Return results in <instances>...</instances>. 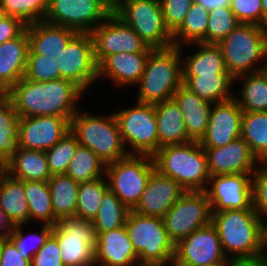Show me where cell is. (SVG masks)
<instances>
[{
	"instance_id": "obj_1",
	"label": "cell",
	"mask_w": 267,
	"mask_h": 266,
	"mask_svg": "<svg viewBox=\"0 0 267 266\" xmlns=\"http://www.w3.org/2000/svg\"><path fill=\"white\" fill-rule=\"evenodd\" d=\"M19 117L58 116L71 122L80 109L79 100L85 95L70 80L56 79L47 82H35L20 79L6 94Z\"/></svg>"
},
{
	"instance_id": "obj_2",
	"label": "cell",
	"mask_w": 267,
	"mask_h": 266,
	"mask_svg": "<svg viewBox=\"0 0 267 266\" xmlns=\"http://www.w3.org/2000/svg\"><path fill=\"white\" fill-rule=\"evenodd\" d=\"M152 158L155 169L162 175L171 177L186 192L206 190L211 175L200 142L165 145Z\"/></svg>"
},
{
	"instance_id": "obj_3",
	"label": "cell",
	"mask_w": 267,
	"mask_h": 266,
	"mask_svg": "<svg viewBox=\"0 0 267 266\" xmlns=\"http://www.w3.org/2000/svg\"><path fill=\"white\" fill-rule=\"evenodd\" d=\"M211 224L217 230L227 258L252 257L264 253L261 216L254 209L212 212Z\"/></svg>"
},
{
	"instance_id": "obj_4",
	"label": "cell",
	"mask_w": 267,
	"mask_h": 266,
	"mask_svg": "<svg viewBox=\"0 0 267 266\" xmlns=\"http://www.w3.org/2000/svg\"><path fill=\"white\" fill-rule=\"evenodd\" d=\"M217 45L222 51L226 69L234 79L259 72L267 64L266 27L239 23Z\"/></svg>"
},
{
	"instance_id": "obj_5",
	"label": "cell",
	"mask_w": 267,
	"mask_h": 266,
	"mask_svg": "<svg viewBox=\"0 0 267 266\" xmlns=\"http://www.w3.org/2000/svg\"><path fill=\"white\" fill-rule=\"evenodd\" d=\"M182 53L180 47L153 49L137 86V100L156 104L172 99L182 85Z\"/></svg>"
},
{
	"instance_id": "obj_6",
	"label": "cell",
	"mask_w": 267,
	"mask_h": 266,
	"mask_svg": "<svg viewBox=\"0 0 267 266\" xmlns=\"http://www.w3.org/2000/svg\"><path fill=\"white\" fill-rule=\"evenodd\" d=\"M70 131L77 137L79 145L89 148L106 165L129 155L114 113L101 116L79 109L71 119Z\"/></svg>"
},
{
	"instance_id": "obj_7",
	"label": "cell",
	"mask_w": 267,
	"mask_h": 266,
	"mask_svg": "<svg viewBox=\"0 0 267 266\" xmlns=\"http://www.w3.org/2000/svg\"><path fill=\"white\" fill-rule=\"evenodd\" d=\"M113 13L153 49L174 46L173 36L167 29L159 0H122Z\"/></svg>"
},
{
	"instance_id": "obj_8",
	"label": "cell",
	"mask_w": 267,
	"mask_h": 266,
	"mask_svg": "<svg viewBox=\"0 0 267 266\" xmlns=\"http://www.w3.org/2000/svg\"><path fill=\"white\" fill-rule=\"evenodd\" d=\"M125 228L139 262H169L174 258L175 245L168 236L162 218L130 210Z\"/></svg>"
},
{
	"instance_id": "obj_9",
	"label": "cell",
	"mask_w": 267,
	"mask_h": 266,
	"mask_svg": "<svg viewBox=\"0 0 267 266\" xmlns=\"http://www.w3.org/2000/svg\"><path fill=\"white\" fill-rule=\"evenodd\" d=\"M114 114L129 155L152 157L158 151L159 140L154 104L135 101L132 107L121 109Z\"/></svg>"
},
{
	"instance_id": "obj_10",
	"label": "cell",
	"mask_w": 267,
	"mask_h": 266,
	"mask_svg": "<svg viewBox=\"0 0 267 266\" xmlns=\"http://www.w3.org/2000/svg\"><path fill=\"white\" fill-rule=\"evenodd\" d=\"M155 170L153 158L148 155H128L106 165L105 176L109 189L133 210L139 203L151 173Z\"/></svg>"
},
{
	"instance_id": "obj_11",
	"label": "cell",
	"mask_w": 267,
	"mask_h": 266,
	"mask_svg": "<svg viewBox=\"0 0 267 266\" xmlns=\"http://www.w3.org/2000/svg\"><path fill=\"white\" fill-rule=\"evenodd\" d=\"M64 266H95L96 234L92 221L76 216L62 218L54 226Z\"/></svg>"
},
{
	"instance_id": "obj_12",
	"label": "cell",
	"mask_w": 267,
	"mask_h": 266,
	"mask_svg": "<svg viewBox=\"0 0 267 266\" xmlns=\"http://www.w3.org/2000/svg\"><path fill=\"white\" fill-rule=\"evenodd\" d=\"M170 240L176 245L193 231L211 224L212 208L205 191H187L162 217Z\"/></svg>"
},
{
	"instance_id": "obj_13",
	"label": "cell",
	"mask_w": 267,
	"mask_h": 266,
	"mask_svg": "<svg viewBox=\"0 0 267 266\" xmlns=\"http://www.w3.org/2000/svg\"><path fill=\"white\" fill-rule=\"evenodd\" d=\"M112 12L106 0H49L44 21L90 33Z\"/></svg>"
},
{
	"instance_id": "obj_14",
	"label": "cell",
	"mask_w": 267,
	"mask_h": 266,
	"mask_svg": "<svg viewBox=\"0 0 267 266\" xmlns=\"http://www.w3.org/2000/svg\"><path fill=\"white\" fill-rule=\"evenodd\" d=\"M60 78L70 80L83 92L98 81V64L90 33H77L60 52Z\"/></svg>"
},
{
	"instance_id": "obj_15",
	"label": "cell",
	"mask_w": 267,
	"mask_h": 266,
	"mask_svg": "<svg viewBox=\"0 0 267 266\" xmlns=\"http://www.w3.org/2000/svg\"><path fill=\"white\" fill-rule=\"evenodd\" d=\"M90 34L98 65L112 54L151 52L153 50L113 12Z\"/></svg>"
},
{
	"instance_id": "obj_16",
	"label": "cell",
	"mask_w": 267,
	"mask_h": 266,
	"mask_svg": "<svg viewBox=\"0 0 267 266\" xmlns=\"http://www.w3.org/2000/svg\"><path fill=\"white\" fill-rule=\"evenodd\" d=\"M205 192L212 212L253 209L252 174L210 176Z\"/></svg>"
},
{
	"instance_id": "obj_17",
	"label": "cell",
	"mask_w": 267,
	"mask_h": 266,
	"mask_svg": "<svg viewBox=\"0 0 267 266\" xmlns=\"http://www.w3.org/2000/svg\"><path fill=\"white\" fill-rule=\"evenodd\" d=\"M71 122L58 116L19 117L17 147L47 151L70 132Z\"/></svg>"
},
{
	"instance_id": "obj_18",
	"label": "cell",
	"mask_w": 267,
	"mask_h": 266,
	"mask_svg": "<svg viewBox=\"0 0 267 266\" xmlns=\"http://www.w3.org/2000/svg\"><path fill=\"white\" fill-rule=\"evenodd\" d=\"M174 259L187 266H206L228 259L216 228L209 224L175 245Z\"/></svg>"
},
{
	"instance_id": "obj_19",
	"label": "cell",
	"mask_w": 267,
	"mask_h": 266,
	"mask_svg": "<svg viewBox=\"0 0 267 266\" xmlns=\"http://www.w3.org/2000/svg\"><path fill=\"white\" fill-rule=\"evenodd\" d=\"M204 150L211 176L253 174L259 162L242 137L222 147L204 148Z\"/></svg>"
},
{
	"instance_id": "obj_20",
	"label": "cell",
	"mask_w": 267,
	"mask_h": 266,
	"mask_svg": "<svg viewBox=\"0 0 267 266\" xmlns=\"http://www.w3.org/2000/svg\"><path fill=\"white\" fill-rule=\"evenodd\" d=\"M242 114L243 110L234 98L214 103L206 134L200 141L202 147H222L241 137Z\"/></svg>"
},
{
	"instance_id": "obj_21",
	"label": "cell",
	"mask_w": 267,
	"mask_h": 266,
	"mask_svg": "<svg viewBox=\"0 0 267 266\" xmlns=\"http://www.w3.org/2000/svg\"><path fill=\"white\" fill-rule=\"evenodd\" d=\"M185 192L171 177L164 176L155 169L133 211L141 215L162 218Z\"/></svg>"
},
{
	"instance_id": "obj_22",
	"label": "cell",
	"mask_w": 267,
	"mask_h": 266,
	"mask_svg": "<svg viewBox=\"0 0 267 266\" xmlns=\"http://www.w3.org/2000/svg\"><path fill=\"white\" fill-rule=\"evenodd\" d=\"M94 254L95 266H128L139 263L125 226L98 233Z\"/></svg>"
},
{
	"instance_id": "obj_23",
	"label": "cell",
	"mask_w": 267,
	"mask_h": 266,
	"mask_svg": "<svg viewBox=\"0 0 267 266\" xmlns=\"http://www.w3.org/2000/svg\"><path fill=\"white\" fill-rule=\"evenodd\" d=\"M149 53H117L107 56L98 65V81L99 78H105L119 88L135 86L145 70Z\"/></svg>"
},
{
	"instance_id": "obj_24",
	"label": "cell",
	"mask_w": 267,
	"mask_h": 266,
	"mask_svg": "<svg viewBox=\"0 0 267 266\" xmlns=\"http://www.w3.org/2000/svg\"><path fill=\"white\" fill-rule=\"evenodd\" d=\"M28 51L26 29L15 39L0 44V94H6L24 77Z\"/></svg>"
},
{
	"instance_id": "obj_25",
	"label": "cell",
	"mask_w": 267,
	"mask_h": 266,
	"mask_svg": "<svg viewBox=\"0 0 267 266\" xmlns=\"http://www.w3.org/2000/svg\"><path fill=\"white\" fill-rule=\"evenodd\" d=\"M172 99L183 114L188 136L192 141L200 142L206 134L213 104L202 100L183 84L173 94Z\"/></svg>"
},
{
	"instance_id": "obj_26",
	"label": "cell",
	"mask_w": 267,
	"mask_h": 266,
	"mask_svg": "<svg viewBox=\"0 0 267 266\" xmlns=\"http://www.w3.org/2000/svg\"><path fill=\"white\" fill-rule=\"evenodd\" d=\"M154 105L159 148L192 141L187 134L183 114L173 99Z\"/></svg>"
},
{
	"instance_id": "obj_27",
	"label": "cell",
	"mask_w": 267,
	"mask_h": 266,
	"mask_svg": "<svg viewBox=\"0 0 267 266\" xmlns=\"http://www.w3.org/2000/svg\"><path fill=\"white\" fill-rule=\"evenodd\" d=\"M25 29L29 40L28 53L61 52L78 33L71 28L54 25L44 20L26 25Z\"/></svg>"
},
{
	"instance_id": "obj_28",
	"label": "cell",
	"mask_w": 267,
	"mask_h": 266,
	"mask_svg": "<svg viewBox=\"0 0 267 266\" xmlns=\"http://www.w3.org/2000/svg\"><path fill=\"white\" fill-rule=\"evenodd\" d=\"M5 172L22 181H48L51 177L45 151L19 147L5 162Z\"/></svg>"
},
{
	"instance_id": "obj_29",
	"label": "cell",
	"mask_w": 267,
	"mask_h": 266,
	"mask_svg": "<svg viewBox=\"0 0 267 266\" xmlns=\"http://www.w3.org/2000/svg\"><path fill=\"white\" fill-rule=\"evenodd\" d=\"M189 46L198 48L196 52L184 57L182 53V76H199L200 74H230L225 66L222 51L217 44L193 43ZM184 57V58H183Z\"/></svg>"
},
{
	"instance_id": "obj_30",
	"label": "cell",
	"mask_w": 267,
	"mask_h": 266,
	"mask_svg": "<svg viewBox=\"0 0 267 266\" xmlns=\"http://www.w3.org/2000/svg\"><path fill=\"white\" fill-rule=\"evenodd\" d=\"M182 83L191 92L210 104L234 98V78L230 74H200L182 76Z\"/></svg>"
},
{
	"instance_id": "obj_31",
	"label": "cell",
	"mask_w": 267,
	"mask_h": 266,
	"mask_svg": "<svg viewBox=\"0 0 267 266\" xmlns=\"http://www.w3.org/2000/svg\"><path fill=\"white\" fill-rule=\"evenodd\" d=\"M0 208L14 225L29 224L24 181L13 178L5 171L0 175Z\"/></svg>"
},
{
	"instance_id": "obj_32",
	"label": "cell",
	"mask_w": 267,
	"mask_h": 266,
	"mask_svg": "<svg viewBox=\"0 0 267 266\" xmlns=\"http://www.w3.org/2000/svg\"><path fill=\"white\" fill-rule=\"evenodd\" d=\"M47 182L55 218L59 221L62 218L75 216L80 183L66 174L53 175Z\"/></svg>"
},
{
	"instance_id": "obj_33",
	"label": "cell",
	"mask_w": 267,
	"mask_h": 266,
	"mask_svg": "<svg viewBox=\"0 0 267 266\" xmlns=\"http://www.w3.org/2000/svg\"><path fill=\"white\" fill-rule=\"evenodd\" d=\"M24 191L28 203L29 223L36 220L38 223L54 226L58 220L54 216L48 182L24 181Z\"/></svg>"
},
{
	"instance_id": "obj_34",
	"label": "cell",
	"mask_w": 267,
	"mask_h": 266,
	"mask_svg": "<svg viewBox=\"0 0 267 266\" xmlns=\"http://www.w3.org/2000/svg\"><path fill=\"white\" fill-rule=\"evenodd\" d=\"M243 80V87L238 95H234L243 111L267 112V78L262 72L242 75L234 79V83Z\"/></svg>"
},
{
	"instance_id": "obj_35",
	"label": "cell",
	"mask_w": 267,
	"mask_h": 266,
	"mask_svg": "<svg viewBox=\"0 0 267 266\" xmlns=\"http://www.w3.org/2000/svg\"><path fill=\"white\" fill-rule=\"evenodd\" d=\"M209 10L194 0L182 25L172 34L174 46L206 44Z\"/></svg>"
},
{
	"instance_id": "obj_36",
	"label": "cell",
	"mask_w": 267,
	"mask_h": 266,
	"mask_svg": "<svg viewBox=\"0 0 267 266\" xmlns=\"http://www.w3.org/2000/svg\"><path fill=\"white\" fill-rule=\"evenodd\" d=\"M241 137L259 161L267 160V112L243 111Z\"/></svg>"
},
{
	"instance_id": "obj_37",
	"label": "cell",
	"mask_w": 267,
	"mask_h": 266,
	"mask_svg": "<svg viewBox=\"0 0 267 266\" xmlns=\"http://www.w3.org/2000/svg\"><path fill=\"white\" fill-rule=\"evenodd\" d=\"M130 209L108 189L102 197L96 217L92 221L95 234L123 227Z\"/></svg>"
},
{
	"instance_id": "obj_38",
	"label": "cell",
	"mask_w": 267,
	"mask_h": 266,
	"mask_svg": "<svg viewBox=\"0 0 267 266\" xmlns=\"http://www.w3.org/2000/svg\"><path fill=\"white\" fill-rule=\"evenodd\" d=\"M106 164L89 148L78 145L70 160L66 175L78 183L104 177Z\"/></svg>"
},
{
	"instance_id": "obj_39",
	"label": "cell",
	"mask_w": 267,
	"mask_h": 266,
	"mask_svg": "<svg viewBox=\"0 0 267 266\" xmlns=\"http://www.w3.org/2000/svg\"><path fill=\"white\" fill-rule=\"evenodd\" d=\"M19 116L11 100L0 94V159L6 162L17 148Z\"/></svg>"
},
{
	"instance_id": "obj_40",
	"label": "cell",
	"mask_w": 267,
	"mask_h": 266,
	"mask_svg": "<svg viewBox=\"0 0 267 266\" xmlns=\"http://www.w3.org/2000/svg\"><path fill=\"white\" fill-rule=\"evenodd\" d=\"M108 189L106 176L80 183L75 216L93 221L97 215L102 197Z\"/></svg>"
},
{
	"instance_id": "obj_41",
	"label": "cell",
	"mask_w": 267,
	"mask_h": 266,
	"mask_svg": "<svg viewBox=\"0 0 267 266\" xmlns=\"http://www.w3.org/2000/svg\"><path fill=\"white\" fill-rule=\"evenodd\" d=\"M0 5L8 16L29 25L44 20L49 0H0Z\"/></svg>"
},
{
	"instance_id": "obj_42",
	"label": "cell",
	"mask_w": 267,
	"mask_h": 266,
	"mask_svg": "<svg viewBox=\"0 0 267 266\" xmlns=\"http://www.w3.org/2000/svg\"><path fill=\"white\" fill-rule=\"evenodd\" d=\"M239 24L229 5L209 10L206 44H218Z\"/></svg>"
},
{
	"instance_id": "obj_43",
	"label": "cell",
	"mask_w": 267,
	"mask_h": 266,
	"mask_svg": "<svg viewBox=\"0 0 267 266\" xmlns=\"http://www.w3.org/2000/svg\"><path fill=\"white\" fill-rule=\"evenodd\" d=\"M78 145L77 137L70 131L45 152L51 176L66 174Z\"/></svg>"
},
{
	"instance_id": "obj_44",
	"label": "cell",
	"mask_w": 267,
	"mask_h": 266,
	"mask_svg": "<svg viewBox=\"0 0 267 266\" xmlns=\"http://www.w3.org/2000/svg\"><path fill=\"white\" fill-rule=\"evenodd\" d=\"M25 224L15 225L9 239L14 243L18 251L23 255H29V259L39 251V249L45 244L48 238L52 235L53 226L49 224H42L40 230L37 233L30 232L24 233Z\"/></svg>"
},
{
	"instance_id": "obj_45",
	"label": "cell",
	"mask_w": 267,
	"mask_h": 266,
	"mask_svg": "<svg viewBox=\"0 0 267 266\" xmlns=\"http://www.w3.org/2000/svg\"><path fill=\"white\" fill-rule=\"evenodd\" d=\"M252 208L261 217L267 214V160H260L252 174Z\"/></svg>"
},
{
	"instance_id": "obj_46",
	"label": "cell",
	"mask_w": 267,
	"mask_h": 266,
	"mask_svg": "<svg viewBox=\"0 0 267 266\" xmlns=\"http://www.w3.org/2000/svg\"><path fill=\"white\" fill-rule=\"evenodd\" d=\"M164 23L173 34L183 23L194 0H159Z\"/></svg>"
},
{
	"instance_id": "obj_47",
	"label": "cell",
	"mask_w": 267,
	"mask_h": 266,
	"mask_svg": "<svg viewBox=\"0 0 267 266\" xmlns=\"http://www.w3.org/2000/svg\"><path fill=\"white\" fill-rule=\"evenodd\" d=\"M24 78L35 82H47L60 79L53 63L39 54H28Z\"/></svg>"
},
{
	"instance_id": "obj_48",
	"label": "cell",
	"mask_w": 267,
	"mask_h": 266,
	"mask_svg": "<svg viewBox=\"0 0 267 266\" xmlns=\"http://www.w3.org/2000/svg\"><path fill=\"white\" fill-rule=\"evenodd\" d=\"M229 6L239 23L264 27L261 0H230Z\"/></svg>"
},
{
	"instance_id": "obj_49",
	"label": "cell",
	"mask_w": 267,
	"mask_h": 266,
	"mask_svg": "<svg viewBox=\"0 0 267 266\" xmlns=\"http://www.w3.org/2000/svg\"><path fill=\"white\" fill-rule=\"evenodd\" d=\"M57 239L51 235L33 256L31 266H64Z\"/></svg>"
},
{
	"instance_id": "obj_50",
	"label": "cell",
	"mask_w": 267,
	"mask_h": 266,
	"mask_svg": "<svg viewBox=\"0 0 267 266\" xmlns=\"http://www.w3.org/2000/svg\"><path fill=\"white\" fill-rule=\"evenodd\" d=\"M29 255L21 254L10 239L2 244L0 266H31Z\"/></svg>"
},
{
	"instance_id": "obj_51",
	"label": "cell",
	"mask_w": 267,
	"mask_h": 266,
	"mask_svg": "<svg viewBox=\"0 0 267 266\" xmlns=\"http://www.w3.org/2000/svg\"><path fill=\"white\" fill-rule=\"evenodd\" d=\"M26 28V24L20 19L12 16H6L0 22V44L15 39Z\"/></svg>"
},
{
	"instance_id": "obj_52",
	"label": "cell",
	"mask_w": 267,
	"mask_h": 266,
	"mask_svg": "<svg viewBox=\"0 0 267 266\" xmlns=\"http://www.w3.org/2000/svg\"><path fill=\"white\" fill-rule=\"evenodd\" d=\"M228 266H267L265 253L252 257H229Z\"/></svg>"
},
{
	"instance_id": "obj_53",
	"label": "cell",
	"mask_w": 267,
	"mask_h": 266,
	"mask_svg": "<svg viewBox=\"0 0 267 266\" xmlns=\"http://www.w3.org/2000/svg\"><path fill=\"white\" fill-rule=\"evenodd\" d=\"M15 225L7 216V214L0 208V238L9 239L14 231Z\"/></svg>"
},
{
	"instance_id": "obj_54",
	"label": "cell",
	"mask_w": 267,
	"mask_h": 266,
	"mask_svg": "<svg viewBox=\"0 0 267 266\" xmlns=\"http://www.w3.org/2000/svg\"><path fill=\"white\" fill-rule=\"evenodd\" d=\"M198 3H201L208 10L214 9L218 6H227L229 5L230 0H196Z\"/></svg>"
},
{
	"instance_id": "obj_55",
	"label": "cell",
	"mask_w": 267,
	"mask_h": 266,
	"mask_svg": "<svg viewBox=\"0 0 267 266\" xmlns=\"http://www.w3.org/2000/svg\"><path fill=\"white\" fill-rule=\"evenodd\" d=\"M28 54H39L42 55V58H46L50 60L54 67L55 72H59L58 66H59V58H60V52H54V53H28Z\"/></svg>"
},
{
	"instance_id": "obj_56",
	"label": "cell",
	"mask_w": 267,
	"mask_h": 266,
	"mask_svg": "<svg viewBox=\"0 0 267 266\" xmlns=\"http://www.w3.org/2000/svg\"><path fill=\"white\" fill-rule=\"evenodd\" d=\"M262 247L267 253V214L261 217Z\"/></svg>"
},
{
	"instance_id": "obj_57",
	"label": "cell",
	"mask_w": 267,
	"mask_h": 266,
	"mask_svg": "<svg viewBox=\"0 0 267 266\" xmlns=\"http://www.w3.org/2000/svg\"><path fill=\"white\" fill-rule=\"evenodd\" d=\"M138 266H170L169 262L138 263Z\"/></svg>"
},
{
	"instance_id": "obj_58",
	"label": "cell",
	"mask_w": 267,
	"mask_h": 266,
	"mask_svg": "<svg viewBox=\"0 0 267 266\" xmlns=\"http://www.w3.org/2000/svg\"><path fill=\"white\" fill-rule=\"evenodd\" d=\"M261 6L264 13V27L267 28V0H261Z\"/></svg>"
},
{
	"instance_id": "obj_59",
	"label": "cell",
	"mask_w": 267,
	"mask_h": 266,
	"mask_svg": "<svg viewBox=\"0 0 267 266\" xmlns=\"http://www.w3.org/2000/svg\"><path fill=\"white\" fill-rule=\"evenodd\" d=\"M122 0H106V2L112 7H116Z\"/></svg>"
},
{
	"instance_id": "obj_60",
	"label": "cell",
	"mask_w": 267,
	"mask_h": 266,
	"mask_svg": "<svg viewBox=\"0 0 267 266\" xmlns=\"http://www.w3.org/2000/svg\"><path fill=\"white\" fill-rule=\"evenodd\" d=\"M206 266H228V259H225L222 262H218V263L211 264V265H206Z\"/></svg>"
},
{
	"instance_id": "obj_61",
	"label": "cell",
	"mask_w": 267,
	"mask_h": 266,
	"mask_svg": "<svg viewBox=\"0 0 267 266\" xmlns=\"http://www.w3.org/2000/svg\"><path fill=\"white\" fill-rule=\"evenodd\" d=\"M170 266H187L185 264H182L178 261H176L174 258L172 260H170Z\"/></svg>"
},
{
	"instance_id": "obj_62",
	"label": "cell",
	"mask_w": 267,
	"mask_h": 266,
	"mask_svg": "<svg viewBox=\"0 0 267 266\" xmlns=\"http://www.w3.org/2000/svg\"><path fill=\"white\" fill-rule=\"evenodd\" d=\"M7 16V13L2 9L0 5V22Z\"/></svg>"
},
{
	"instance_id": "obj_63",
	"label": "cell",
	"mask_w": 267,
	"mask_h": 266,
	"mask_svg": "<svg viewBox=\"0 0 267 266\" xmlns=\"http://www.w3.org/2000/svg\"><path fill=\"white\" fill-rule=\"evenodd\" d=\"M5 171V162L0 159V175Z\"/></svg>"
},
{
	"instance_id": "obj_64",
	"label": "cell",
	"mask_w": 267,
	"mask_h": 266,
	"mask_svg": "<svg viewBox=\"0 0 267 266\" xmlns=\"http://www.w3.org/2000/svg\"><path fill=\"white\" fill-rule=\"evenodd\" d=\"M261 71L266 75L267 78V64L261 69Z\"/></svg>"
},
{
	"instance_id": "obj_65",
	"label": "cell",
	"mask_w": 267,
	"mask_h": 266,
	"mask_svg": "<svg viewBox=\"0 0 267 266\" xmlns=\"http://www.w3.org/2000/svg\"><path fill=\"white\" fill-rule=\"evenodd\" d=\"M5 239H2V238H0V255H1V249H2V244H3V241H4Z\"/></svg>"
},
{
	"instance_id": "obj_66",
	"label": "cell",
	"mask_w": 267,
	"mask_h": 266,
	"mask_svg": "<svg viewBox=\"0 0 267 266\" xmlns=\"http://www.w3.org/2000/svg\"><path fill=\"white\" fill-rule=\"evenodd\" d=\"M128 266H138V264H132V265H128Z\"/></svg>"
}]
</instances>
